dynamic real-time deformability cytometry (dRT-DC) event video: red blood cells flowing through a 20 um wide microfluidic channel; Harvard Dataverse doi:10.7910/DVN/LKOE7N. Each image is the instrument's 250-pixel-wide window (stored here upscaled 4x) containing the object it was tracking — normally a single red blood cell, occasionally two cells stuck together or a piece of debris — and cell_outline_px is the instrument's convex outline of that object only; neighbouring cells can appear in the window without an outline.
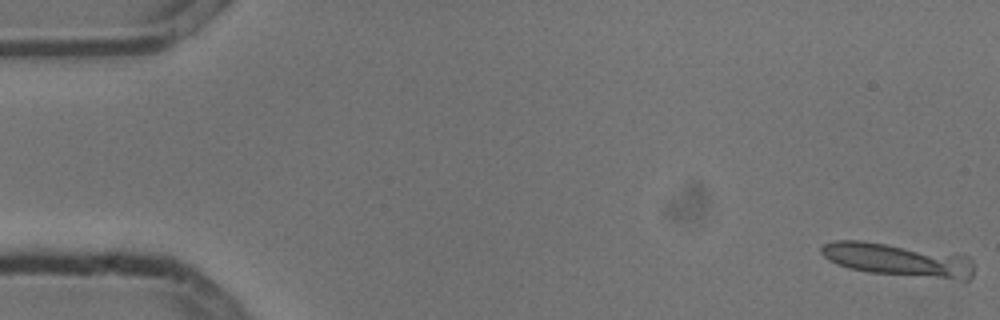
{"species": "common noctule bat (a hibernating species)", "species_latin": "Nyctalus noctula", "temperature_condition": "cold", "stored_images_in_passage": 6, "camera_frame_rate_fps": 3000, "um_per_image_px": 0.085, "animal": {"sex": "male", "body_mass_g": 13.3}, "frame": {"image": 1, "passage_image": 1, "time_ms": 0.0, "image_size_px": [1000, 320], "cell_outline_px": [[972, 276], [968, 280], [964, 280], [868, 272], [848, 268], [836, 264], [828, 260], [820, 252], [820, 248], [824, 244], [832, 240], [860, 240], [968, 256], [972, 260]], "centroid_in_image_um": [76.25, 22.08], "position_along_channel_um": 8.7, "area_um2": 28.96}}